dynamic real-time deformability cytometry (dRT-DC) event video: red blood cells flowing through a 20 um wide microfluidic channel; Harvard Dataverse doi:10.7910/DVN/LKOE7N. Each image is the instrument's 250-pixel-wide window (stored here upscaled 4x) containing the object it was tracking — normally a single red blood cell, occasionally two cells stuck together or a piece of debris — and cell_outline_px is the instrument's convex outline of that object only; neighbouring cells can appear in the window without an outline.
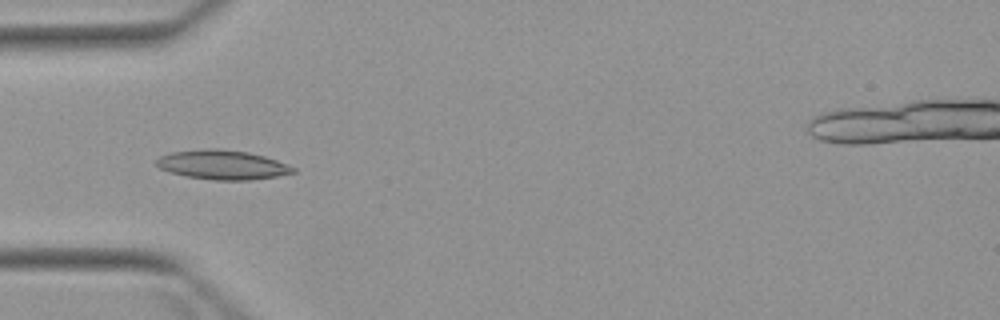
{"species": "Egyptian fruit bat (a non-hibernating species)", "species_latin": "Rousettus aegyptiacus", "temperature_condition": "warm", "stored_images_in_passage": 7, "camera_frame_rate_fps": 3000, "um_per_image_px": 0.085, "animal": {"sex": "female"}, "frame": {"image": 1, "passage_image": 4, "time_ms": 4.667, "image_size_px": [1000, 320], "cell_outline_px": [[296, 172], [276, 176], [252, 180], [216, 180], [188, 176], [168, 172], [160, 168], [156, 164], [156, 160], [160, 156], [168, 152], [208, 148], [216, 148], [248, 152], [264, 156], [288, 164], [296, 168]], "centroid_in_image_um": [18.9, 14.0], "position_along_channel_um": 66.1, "area_um2": 23.41}}
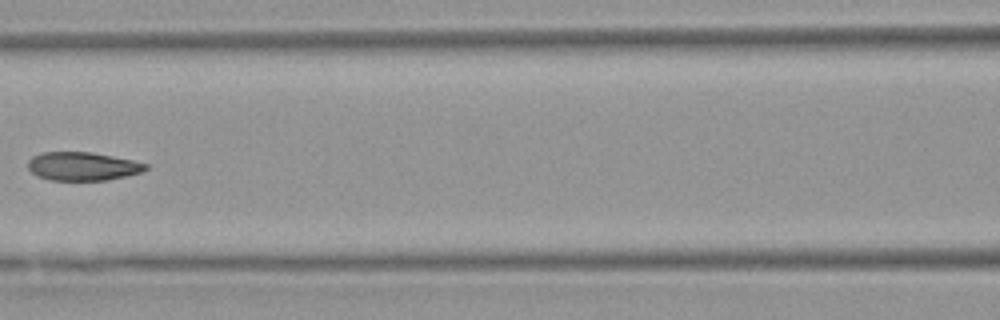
{"frame": {"image": 2, "passage_image": 6, "time_ms": 7.0, "image_size_px": [1000, 320], "cell_outline_px": [[148, 168], [140, 172], [108, 180], [48, 180], [36, 176], [28, 168], [28, 160], [32, 156], [44, 152], [92, 152], [132, 160], [148, 164]], "centroid_in_image_um": [6.99, 14.13], "position_along_channel_um": 159.6, "area_um2": 19.48}}
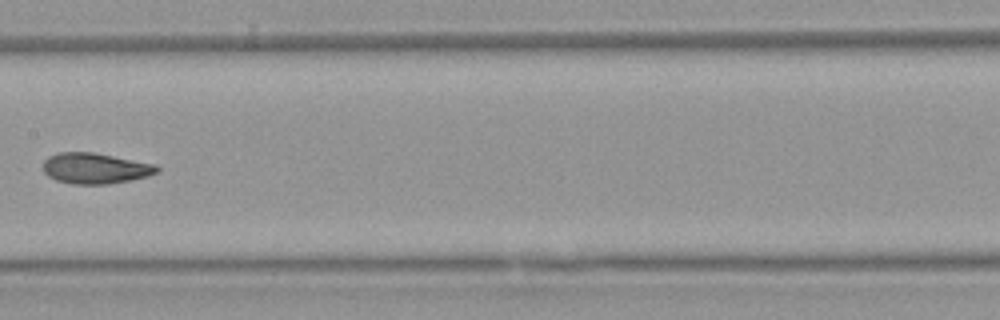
{"frame": {"image": 3, "passage_image": 7, "time_ms": 8.0, "image_size_px": [1000, 320], "cell_outline_px": [[160, 172], [148, 176], [108, 184], [72, 184], [56, 180], [48, 176], [44, 172], [44, 160], [48, 156], [56, 152], [92, 152], [156, 164], [160, 168]], "centroid_in_image_um": [8.1, 14.3], "position_along_channel_um": 199.3, "area_um2": 20.46}}